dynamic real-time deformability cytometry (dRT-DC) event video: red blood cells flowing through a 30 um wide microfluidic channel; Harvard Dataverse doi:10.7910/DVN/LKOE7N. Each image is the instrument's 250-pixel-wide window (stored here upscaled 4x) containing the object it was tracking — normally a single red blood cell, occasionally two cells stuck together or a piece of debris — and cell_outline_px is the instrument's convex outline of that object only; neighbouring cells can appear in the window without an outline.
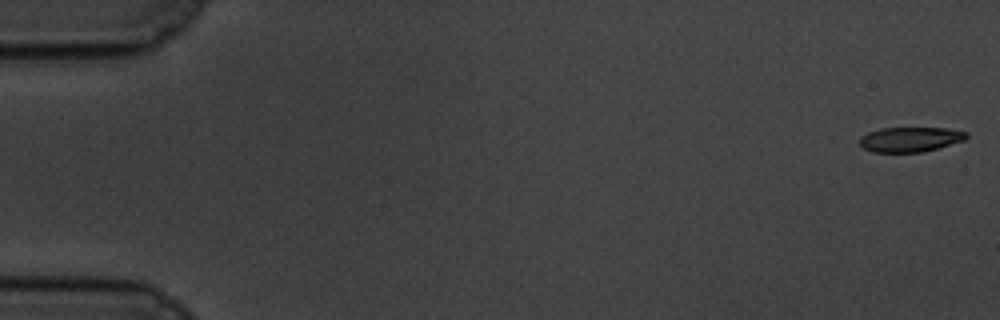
{"species": "common noctule bat (a hibernating species)", "species_latin": "Nyctalus noctula", "temperature_condition": "cold", "stored_images_in_passage": 59, "camera_frame_rate_fps": 3000, "um_per_image_px": 0.085, "animal": {"sex": "male", "body_mass_g": 19.5, "forearm_length_mm": 54.6}, "frame": {"image": 1, "passage_image": 1, "time_ms": 0.0, "image_size_px": [1000, 320], "cell_outline_px": [[968, 136], [964, 140], [940, 148], [924, 152], [872, 152], [864, 148], [860, 144], [860, 136], [868, 132], [880, 128], [944, 128], [968, 132]], "centroid_in_image_um": [77.37, 11.85], "position_along_channel_um": 7.6, "area_um2": 15.55}}
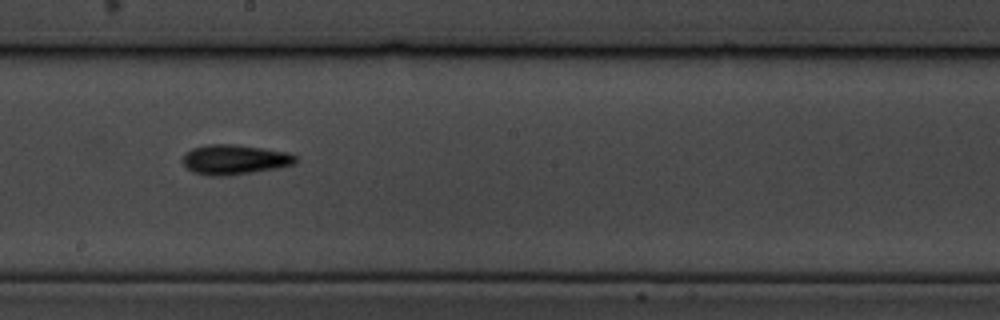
{"frame": {"image": 2, "passage_image": 33, "time_ms": 10.667, "image_size_px": [1000, 320], "cell_outline_px": [[296, 164], [276, 168], [228, 176], [208, 176], [192, 172], [184, 164], [184, 152], [192, 148], [208, 144], [236, 144], [264, 148], [288, 152], [296, 156]], "centroid_in_image_um": [19.94, 13.56], "position_along_channel_um": 228.3, "area_um2": 19.77}}
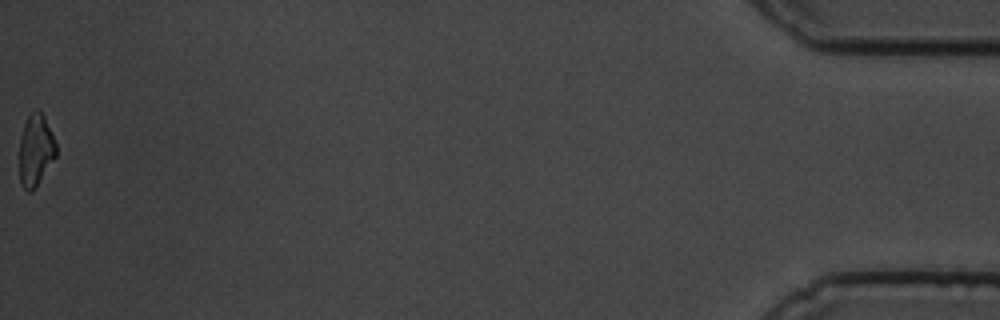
{"frame": {"image": 3, "passage_image": 59, "time_ms": 19.333, "image_size_px": [1000, 320], "cell_outline_px": [[56, 156], [32, 192], [28, 192], [20, 184], [20, 136], [24, 124], [28, 116], [36, 108], [40, 108], [44, 116], [56, 144]], "centroid_in_image_um": [3.02, 12.75], "position_along_channel_um": 432.2, "area_um2": 15.26}, "authors_computed_cell_mechanics": {"area_um2": 17.1666, "velocity_mm_per_s": 3.4474, "shape_relaxation_time_tau1_ms": 2.5504, "shape_relaxation_time_tau2_ms": 9.9141, "deformation_change_tau1": 0.1468, "deformation_change_tau2": 0.2291}}